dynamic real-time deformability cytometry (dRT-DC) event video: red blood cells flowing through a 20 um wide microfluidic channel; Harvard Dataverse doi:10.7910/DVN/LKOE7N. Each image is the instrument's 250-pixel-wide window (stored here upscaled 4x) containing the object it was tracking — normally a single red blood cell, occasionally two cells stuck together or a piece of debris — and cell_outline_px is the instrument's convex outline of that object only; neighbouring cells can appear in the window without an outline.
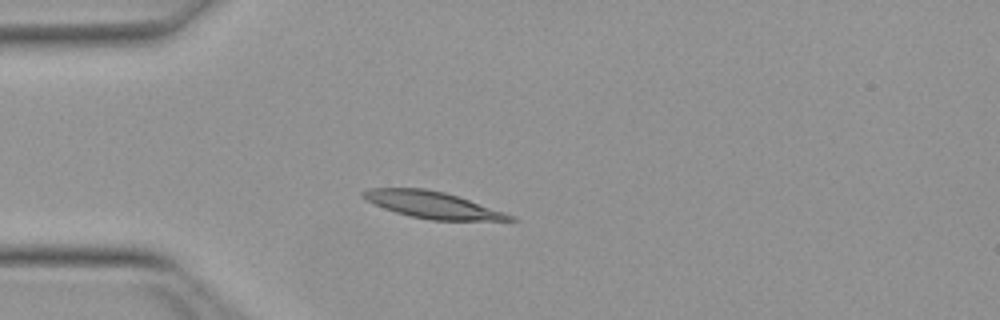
{"species": "Egyptian fruit bat (a non-hibernating species)", "species_latin": "Rousettus aegyptiacus", "temperature_condition": "warm", "stored_images_in_passage": 37, "camera_frame_rate_fps": 3000, "um_per_image_px": 0.085, "animal": {"sex": "female"}, "frame": {"image": 1, "passage_image": 1, "time_ms": 0.0, "image_size_px": [1000, 320], "cell_outline_px": [[520, 220], [432, 220], [412, 216], [396, 212], [384, 208], [364, 200], [360, 196], [360, 192], [368, 188], [424, 188], [444, 192], [516, 216]], "centroid_in_image_um": [36.7, 17.4], "position_along_channel_um": 48.3, "area_um2": 22.6}}
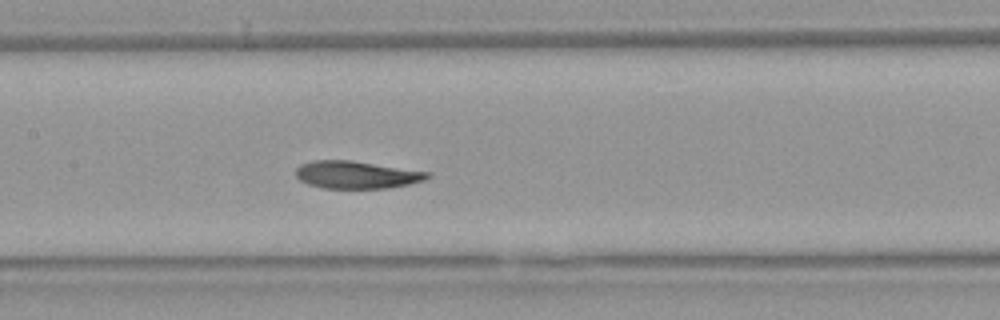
{"frame": {"image": 2, "passage_image": 12, "time_ms": 3.667, "image_size_px": [1000, 320], "cell_outline_px": [[432, 176], [424, 180], [408, 184], [388, 188], [324, 188], [308, 184], [300, 180], [296, 176], [296, 168], [300, 164], [312, 160], [352, 160], [428, 172]], "centroid_in_image_um": [30.27, 14.85], "position_along_channel_um": 177.1, "area_um2": 21.04}}
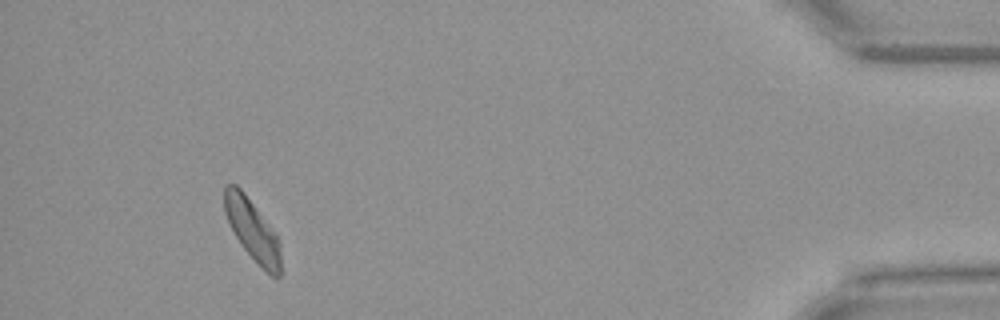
{"frame": {"image": 3, "passage_image": 35, "time_ms": 11.333, "image_size_px": [1000, 320], "cell_outline_px": [[280, 276], [276, 280], [240, 244], [228, 224], [224, 212], [224, 188], [228, 184], [236, 184], [244, 192], [276, 232], [280, 240]], "centroid_in_image_um": [21.45, 19.51], "position_along_channel_um": 413.7, "area_um2": 20.06}, "authors_computed_cell_mechanics": {"area_um2": 21.1548, "velocity_mm_per_s": 3.9464, "shape_relaxation_time_tau1_ms": 7.8149, "shape_relaxation_time_tau2_ms": 8.4289, "deformation_change_tau1": 0.2031, "deformation_change_tau2": 0.1234}}